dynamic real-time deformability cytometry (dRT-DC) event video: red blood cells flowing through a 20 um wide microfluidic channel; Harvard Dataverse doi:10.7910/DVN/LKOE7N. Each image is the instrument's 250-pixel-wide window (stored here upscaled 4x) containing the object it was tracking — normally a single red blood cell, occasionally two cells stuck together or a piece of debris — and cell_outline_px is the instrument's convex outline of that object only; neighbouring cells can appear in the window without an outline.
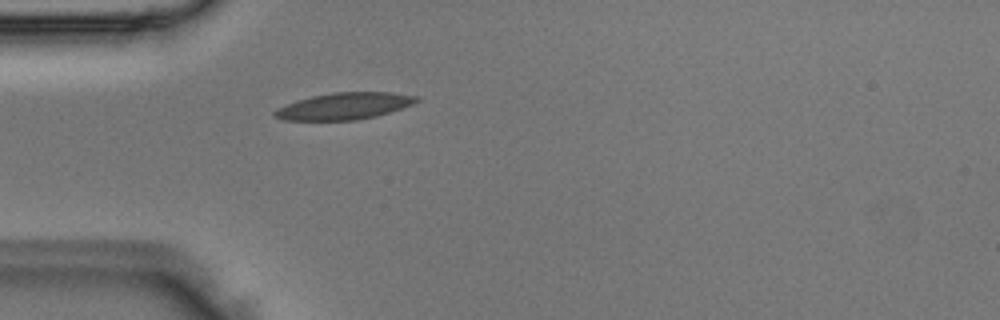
{"species": "Egyptian fruit bat (a non-hibernating species)", "species_latin": "Rousettus aegyptiacus", "temperature_condition": "room temperature", "stored_images_in_passage": 1, "camera_frame_rate_fps": 3000, "um_per_image_px": 0.085, "animal": {"sex": "male"}, "frame": {"image": 1, "passage_image": 1, "time_ms": 0.0, "image_size_px": [1000, 320], "cell_outline_px": [[420, 100], [412, 104], [376, 116], [356, 120], [284, 120], [272, 116], [272, 112], [276, 108], [312, 96], [332, 92], [392, 92], [416, 96]], "centroid_in_image_um": [29.23, 9.02], "position_along_channel_um": 55.8, "area_um2": 21.91}}